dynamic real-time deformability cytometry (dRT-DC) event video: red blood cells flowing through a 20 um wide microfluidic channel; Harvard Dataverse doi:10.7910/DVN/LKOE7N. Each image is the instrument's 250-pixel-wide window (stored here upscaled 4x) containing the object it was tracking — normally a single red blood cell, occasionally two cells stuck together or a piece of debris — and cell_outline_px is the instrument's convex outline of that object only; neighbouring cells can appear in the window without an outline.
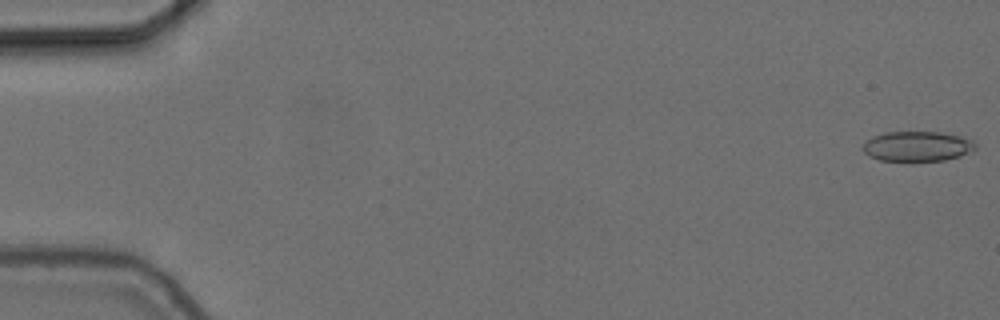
{"species": "common noctule bat (a hibernating species)", "species_latin": "Nyctalus noctula", "temperature_condition": "cold", "stored_images_in_passage": 22, "camera_frame_rate_fps": 3000, "um_per_image_px": 0.085, "animal": {"sex": "female", "body_mass_g": 24.6, "forearm_length_mm": 56.2}, "frame": {"image": 1, "passage_image": 1, "time_ms": 0.0, "image_size_px": [1000, 320], "cell_outline_px": [[976, 148], [972, 152], [960, 156], [944, 160], [912, 164], [908, 164], [880, 160], [868, 156], [860, 148], [872, 136], [884, 132], [940, 132], [964, 136], [972, 140], [976, 144]], "centroid_in_image_um": [77.96, 12.48], "position_along_channel_um": 7.0, "area_um2": 20.75}}
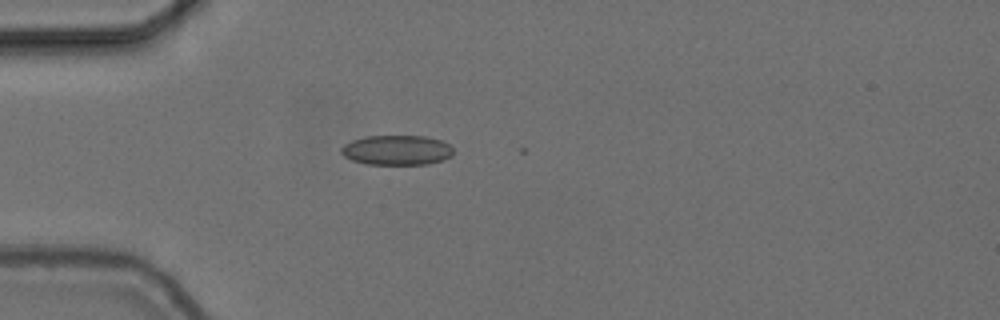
{"frame": {"image": 2, "passage_image": 16, "time_ms": 5.0, "image_size_px": [1000, 320], "cell_outline_px": [[452, 156], [444, 160], [428, 164], [368, 164], [352, 160], [344, 156], [340, 152], [340, 148], [344, 144], [352, 140], [364, 136], [424, 136], [440, 140], [448, 144], [452, 148]], "centroid_in_image_um": [33.71, 12.76], "position_along_channel_um": 51.3, "area_um2": 19.54}}
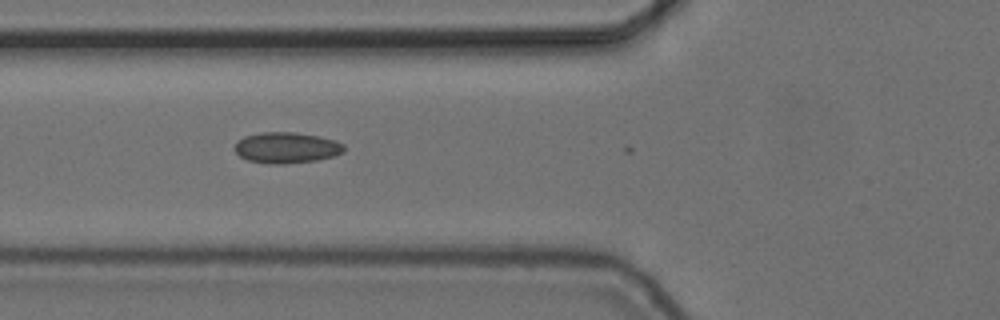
{"frame": {"image": 3, "passage_image": 21, "time_ms": 6.667, "image_size_px": [1000, 320], "cell_outline_px": [[344, 152], [332, 156], [316, 160], [284, 164], [268, 164], [248, 160], [240, 156], [232, 148], [244, 136], [260, 132], [296, 132], [320, 136], [336, 140], [344, 144]], "centroid_in_image_um": [24.35, 12.55], "position_along_channel_um": 101.4, "area_um2": 19.83}}